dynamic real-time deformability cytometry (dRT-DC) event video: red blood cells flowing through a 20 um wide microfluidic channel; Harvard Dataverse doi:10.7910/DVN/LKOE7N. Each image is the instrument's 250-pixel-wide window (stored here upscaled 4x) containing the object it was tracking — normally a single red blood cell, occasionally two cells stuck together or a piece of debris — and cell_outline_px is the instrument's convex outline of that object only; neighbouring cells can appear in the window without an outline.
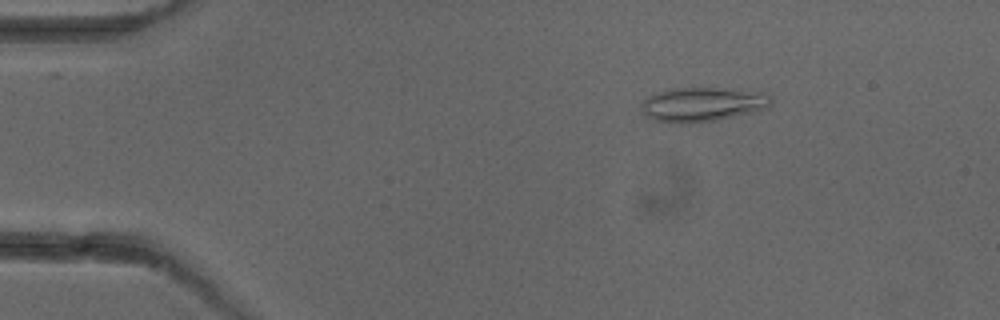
{"species": "common noctule bat (a hibernating species)", "species_latin": "Nyctalus noctula", "temperature_condition": "cold", "stored_images_in_passage": 5, "camera_frame_rate_fps": 3000, "um_per_image_px": 0.085, "animal": {"sex": "female"}, "frame": {"image": 1, "passage_image": 3, "time_ms": 2.333, "image_size_px": [1000, 320], "cell_outline_px": [[772, 104], [768, 108], [756, 112], [716, 120], [692, 124], [676, 124], [652, 120], [640, 112], [640, 104], [648, 96], [672, 88], [724, 88], [764, 92], [772, 96]], "centroid_in_image_um": [59.72, 8.89], "position_along_channel_um": 25.3, "area_um2": 26.59}}